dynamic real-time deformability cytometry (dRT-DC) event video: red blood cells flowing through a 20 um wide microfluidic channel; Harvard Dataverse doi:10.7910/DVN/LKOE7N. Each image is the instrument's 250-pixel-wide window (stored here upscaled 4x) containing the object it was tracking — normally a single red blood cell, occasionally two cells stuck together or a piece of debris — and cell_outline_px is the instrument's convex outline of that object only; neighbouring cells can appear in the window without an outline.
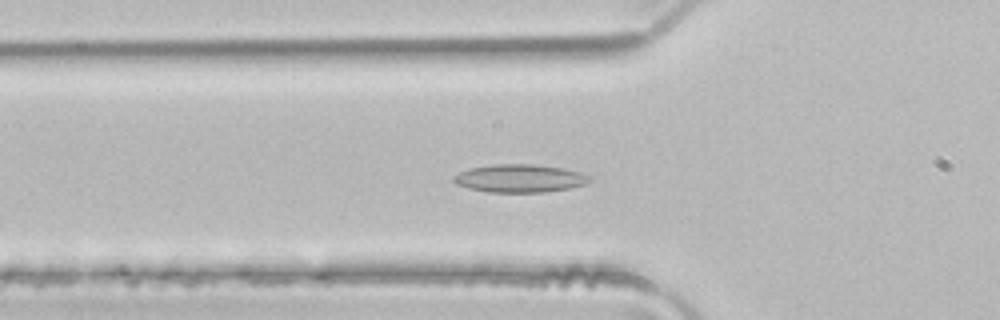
{"species": "common noctule bat (a hibernating species)", "species_latin": "Nyctalus noctula", "temperature_condition": "room temperature", "stored_images_in_passage": 50, "camera_frame_rate_fps": 3000, "um_per_image_px": 0.085, "animal": {"sex": "male", "body_mass_g": 21.5, "forearm_length_mm": 52.0}, "frame": {"image": 1, "passage_image": 17, "time_ms": 5.333, "image_size_px": [1000, 320], "cell_outline_px": [[592, 180], [588, 184], [568, 188], [544, 192], [488, 192], [468, 188], [456, 184], [452, 180], [452, 176], [460, 172], [472, 168], [492, 164], [532, 164], [560, 168], [580, 172], [592, 176]], "centroid_in_image_um": [44.19, 15.16], "position_along_channel_um": 81.6, "area_um2": 22.2}}
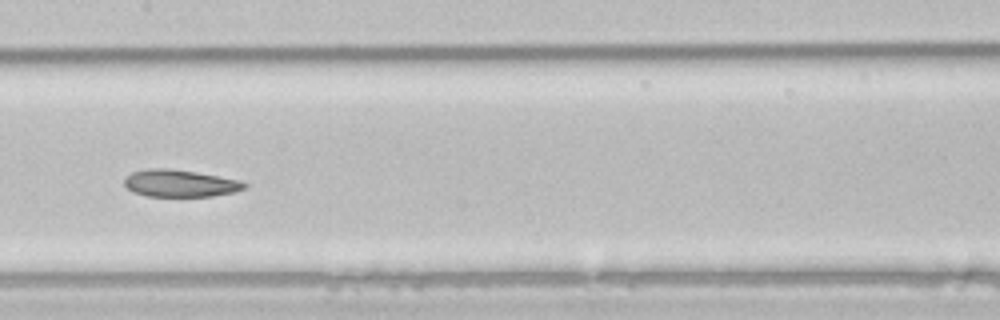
{"frame": {"image": 2, "passage_image": 25, "time_ms": 8.0, "image_size_px": [1000, 320], "cell_outline_px": [[248, 184], [244, 188], [232, 192], [212, 196], [144, 196], [132, 192], [124, 184], [124, 180], [132, 172], [148, 168], [168, 168], [196, 172], [240, 180]], "centroid_in_image_um": [15.27, 15.58], "position_along_channel_um": 192.1, "area_um2": 18.9}}
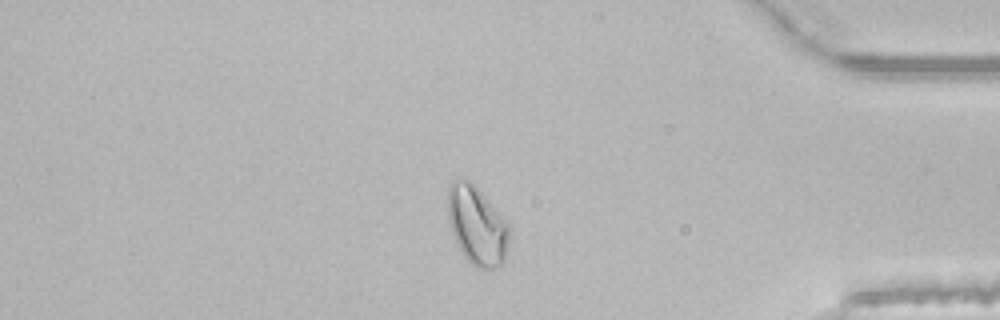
{"frame": {"image": 3, "passage_image": 42, "time_ms": 13.667, "image_size_px": [1000, 320], "cell_outline_px": [[508, 240], [504, 260], [496, 268], [476, 268], [464, 256], [452, 232], [448, 216], [448, 188], [456, 180], [468, 180], [480, 192], [508, 224]], "centroid_in_image_um": [40.52, 19.2], "position_along_channel_um": 394.7, "area_um2": 27.11}, "authors_computed_cell_mechanics": {"area_um2": 22.5998, "velocity_mm_per_s": 4.1095, "shape_relaxation_time_tau1_ms": 9.3903, "shape_relaxation_time_tau2_ms": 2.3839, "deformation_change_tau1": 0.1662, "deformation_change_tau2": 0.0763}}